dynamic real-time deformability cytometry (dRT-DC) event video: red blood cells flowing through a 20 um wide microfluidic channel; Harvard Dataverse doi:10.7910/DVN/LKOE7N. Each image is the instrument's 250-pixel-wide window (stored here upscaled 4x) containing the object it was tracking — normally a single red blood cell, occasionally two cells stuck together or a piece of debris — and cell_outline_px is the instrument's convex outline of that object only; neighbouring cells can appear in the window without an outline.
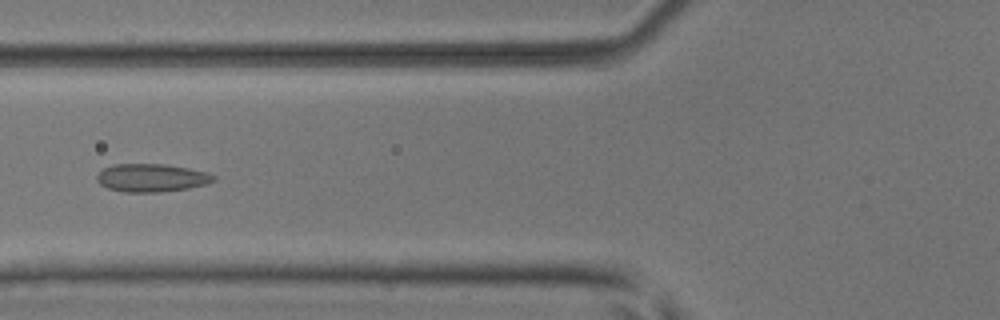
{"species": "common noctule bat (a hibernating species)", "species_latin": "Nyctalus noctula", "temperature_condition": "room temperature", "stored_images_in_passage": 51, "camera_frame_rate_fps": 3000, "um_per_image_px": 0.085, "animal": {"sex": "male", "body_mass_g": 17.9, "forearm_length_mm": 54.2}, "frame": {"image": 1, "passage_image": 20, "time_ms": 6.333, "image_size_px": [1000, 320], "cell_outline_px": [[216, 180], [208, 184], [188, 188], [160, 192], [124, 192], [108, 188], [100, 184], [96, 180], [96, 176], [104, 168], [112, 164], [164, 164], [188, 168], [208, 172], [216, 176]], "centroid_in_image_um": [12.9, 15.11], "position_along_channel_um": 112.9, "area_um2": 19.19}}
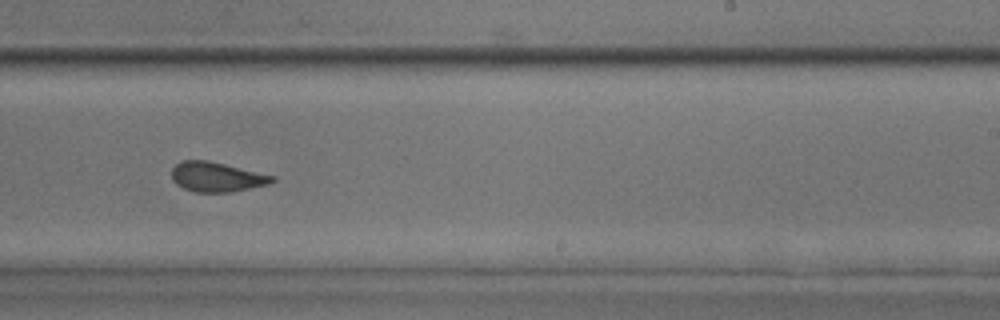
{"frame": {"image": 2, "passage_image": 32, "time_ms": 10.333, "image_size_px": [1000, 320], "cell_outline_px": [[276, 180], [268, 184], [228, 192], [196, 192], [184, 188], [176, 184], [172, 180], [172, 168], [180, 160], [208, 160], [276, 176]], "centroid_in_image_um": [18.4, 15.02], "position_along_channel_um": 270.6, "area_um2": 17.34}}
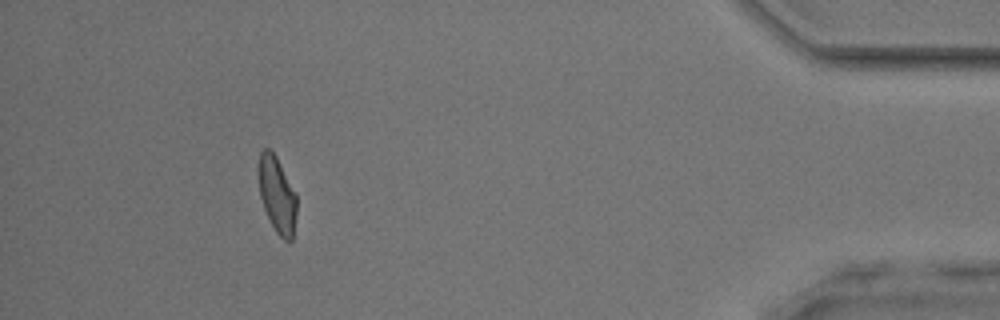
{"frame": {"image": 3, "passage_image": 47, "time_ms": 15.333, "image_size_px": [1000, 320], "cell_outline_px": [[296, 216], [292, 240], [284, 240], [276, 232], [264, 208], [260, 196], [260, 152], [264, 148], [268, 148], [276, 156], [296, 192]], "centroid_in_image_um": [23.58, 16.57], "position_along_channel_um": 411.6, "area_um2": 16.47}, "authors_computed_cell_mechanics": {"area_um2": 18.2648, "velocity_mm_per_s": 3.9568, "shape_relaxation_time_tau1_ms": 8.8353, "shape_relaxation_time_tau2_ms": 1.5964, "deformation_change_tau1": 0.1439, "deformation_change_tau2": 0.0727}}